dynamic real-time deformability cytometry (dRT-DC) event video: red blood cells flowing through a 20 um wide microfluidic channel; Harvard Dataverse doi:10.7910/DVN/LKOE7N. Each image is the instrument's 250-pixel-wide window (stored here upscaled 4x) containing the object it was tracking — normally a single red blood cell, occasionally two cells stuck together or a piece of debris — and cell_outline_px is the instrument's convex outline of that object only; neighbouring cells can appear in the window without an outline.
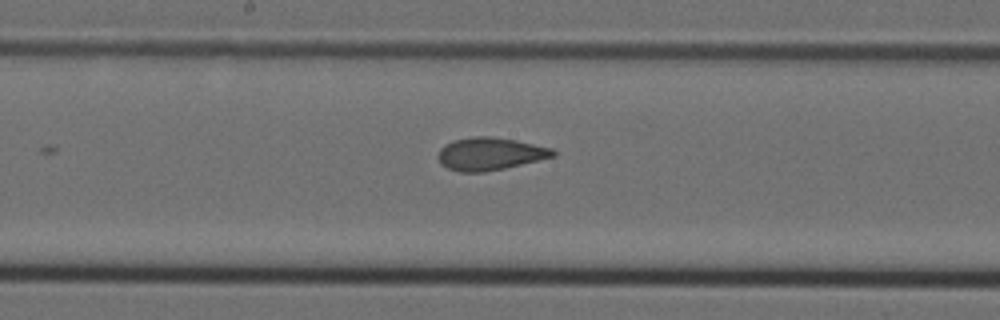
{"species": "Egyptian fruit bat (a non-hibernating species)", "species_latin": "Rousettus aegyptiacus", "temperature_condition": "cold", "stored_images_in_passage": 8, "camera_frame_rate_fps": 3000, "um_per_image_px": 0.085, "animal": {"sex": "female"}, "frame": {"image": 1, "passage_image": 8, "time_ms": 2.333, "image_size_px": [1000, 320], "cell_outline_px": [[556, 156], [504, 168], [484, 172], [460, 172], [448, 168], [440, 164], [436, 156], [440, 148], [444, 144], [452, 140], [472, 136], [488, 136], [516, 140], [552, 148], [556, 152]], "centroid_in_image_um": [41.6, 13.07], "position_along_channel_um": 206.6, "area_um2": 22.02}}